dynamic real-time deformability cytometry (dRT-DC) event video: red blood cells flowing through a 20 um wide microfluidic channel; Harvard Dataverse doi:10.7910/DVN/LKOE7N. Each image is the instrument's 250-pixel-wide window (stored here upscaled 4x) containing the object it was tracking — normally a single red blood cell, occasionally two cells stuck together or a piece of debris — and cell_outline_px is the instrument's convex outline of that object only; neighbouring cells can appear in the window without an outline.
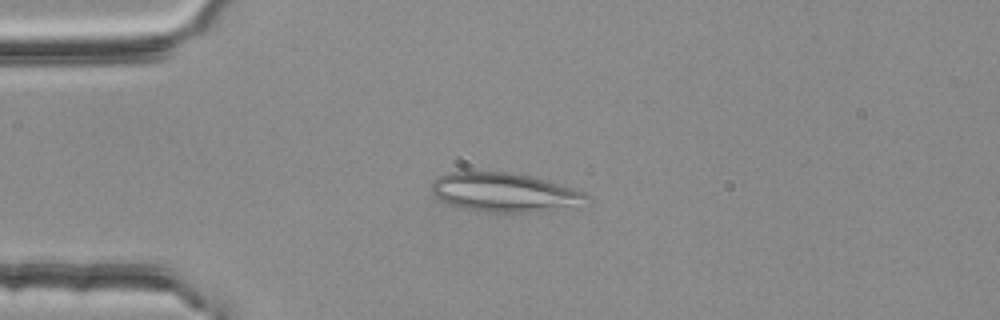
{"species": "common noctule bat (a hibernating species)", "species_latin": "Nyctalus noctula", "temperature_condition": "room temperature", "stored_images_in_passage": 1, "camera_frame_rate_fps": 3000, "um_per_image_px": 0.085, "animal": {"sex": "female", "body_mass_g": 25.1}, "frame": {"image": 1, "passage_image": 1, "time_ms": 0.0, "image_size_px": [1000, 320], "cell_outline_px": [[588, 196], [568, 204], [536, 212], [488, 212], [464, 208], [448, 204], [440, 200], [432, 192], [432, 180], [448, 172], [508, 172], [532, 176], [572, 188], [584, 192]], "centroid_in_image_um": [42.69, 16.32], "position_along_channel_um": 42.3, "area_um2": 33.99}}